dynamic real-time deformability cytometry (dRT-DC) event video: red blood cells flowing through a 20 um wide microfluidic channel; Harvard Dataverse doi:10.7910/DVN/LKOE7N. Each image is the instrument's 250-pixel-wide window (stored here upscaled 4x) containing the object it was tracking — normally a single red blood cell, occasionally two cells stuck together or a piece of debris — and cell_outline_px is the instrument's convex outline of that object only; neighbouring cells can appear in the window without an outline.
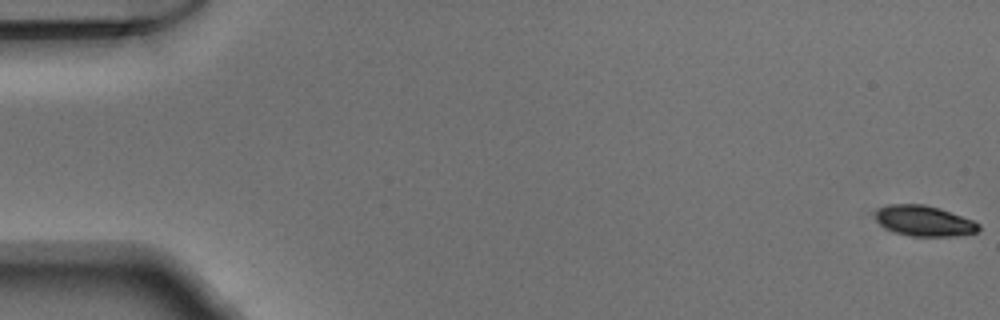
{"species": "Egyptian fruit bat (a non-hibernating species)", "species_latin": "Rousettus aegyptiacus", "temperature_condition": "warm", "stored_images_in_passage": 11, "camera_frame_rate_fps": 3000, "um_per_image_px": 0.085, "animal": {"sex": "male"}, "frame": {"image": 1, "passage_image": 1, "time_ms": 0.0, "image_size_px": [1000, 320], "cell_outline_px": [[980, 228], [976, 232], [956, 236], [912, 236], [896, 232], [884, 228], [872, 216], [880, 208], [888, 204], [924, 204], [940, 208], [972, 220], [980, 224]], "centroid_in_image_um": [78.53, 18.77], "position_along_channel_um": 6.5, "area_um2": 18.38}}